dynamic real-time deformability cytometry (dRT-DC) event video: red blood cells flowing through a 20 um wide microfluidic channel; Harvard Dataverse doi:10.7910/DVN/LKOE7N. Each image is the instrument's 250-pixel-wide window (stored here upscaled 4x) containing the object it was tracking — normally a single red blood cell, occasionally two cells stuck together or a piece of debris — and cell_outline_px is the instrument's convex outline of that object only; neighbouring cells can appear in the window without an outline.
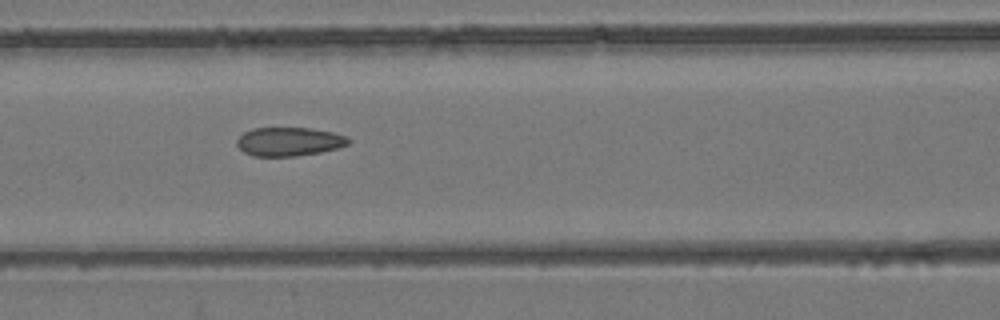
{"species": "common noctule bat (a hibernating species)", "species_latin": "Nyctalus noctula", "temperature_condition": "room temperature", "stored_images_in_passage": 8, "camera_frame_rate_fps": 3000, "um_per_image_px": 0.085, "animal": {"sex": "female", "body_mass_g": 24.6, "forearm_length_mm": 56.2}, "frame": {"image": 1, "passage_image": 7, "time_ms": 7.667, "image_size_px": [1000, 320], "cell_outline_px": [[352, 140], [348, 144], [336, 148], [320, 152], [296, 156], [252, 156], [244, 152], [236, 144], [236, 140], [244, 132], [252, 128], [308, 128], [332, 132], [344, 136]], "centroid_in_image_um": [24.54, 12.04], "position_along_channel_um": 142.1, "area_um2": 18.55}}
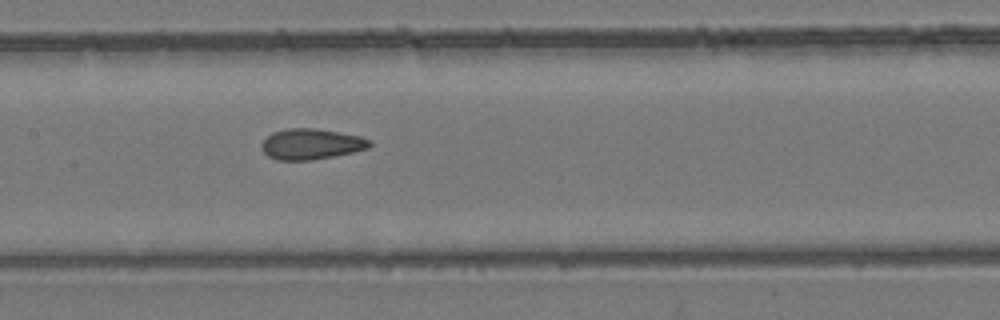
{"frame": {"image": 2, "passage_image": 8, "time_ms": 8.667, "image_size_px": [1000, 320], "cell_outline_px": [[372, 144], [368, 148], [352, 152], [312, 160], [280, 160], [268, 156], [264, 152], [260, 144], [272, 132], [288, 128], [312, 128], [360, 136], [372, 140]], "centroid_in_image_um": [26.44, 12.24], "position_along_channel_um": 181.0, "area_um2": 19.13}}